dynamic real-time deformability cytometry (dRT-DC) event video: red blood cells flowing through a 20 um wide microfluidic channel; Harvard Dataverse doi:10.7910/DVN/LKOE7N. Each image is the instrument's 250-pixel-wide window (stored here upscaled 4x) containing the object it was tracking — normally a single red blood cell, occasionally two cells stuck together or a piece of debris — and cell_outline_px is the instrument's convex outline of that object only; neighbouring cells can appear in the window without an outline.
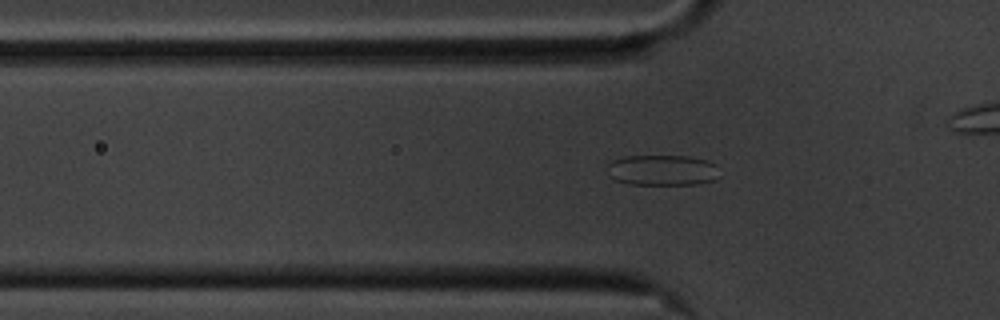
{"species": "common noctule bat (a hibernating species)", "species_latin": "Nyctalus noctula", "temperature_condition": "cold", "stored_images_in_passage": 40, "segment_of_instrument_passage": [1, 2], "camera_frame_rate_fps": 3000, "um_per_image_px": 0.085, "animal": {"sex": "male", "body_mass_g": 20.1, "forearm_length_mm": 53.5}, "frame": {"image": 1, "passage_image": 12, "time_ms": 3.667, "image_size_px": [1000, 320], "cell_outline_px": [[720, 176], [716, 180], [696, 184], [628, 184], [616, 180], [608, 176], [608, 164], [612, 160], [624, 156], [688, 156], [708, 160], [716, 164]], "centroid_in_image_um": [56.32, 14.46], "position_along_channel_um": 69.5, "area_um2": 20.29}}
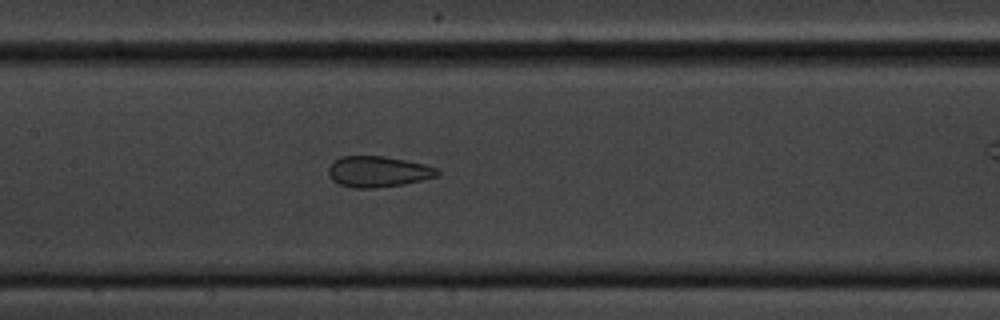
{"frame": {"image": 2, "passage_image": 21, "time_ms": 6.667, "image_size_px": [1000, 320], "cell_outline_px": [[440, 176], [404, 184], [372, 188], [352, 188], [340, 184], [332, 180], [328, 172], [328, 168], [340, 156], [384, 156], [424, 164], [440, 168]], "centroid_in_image_um": [32.18, 14.59], "position_along_channel_um": 175.2, "area_um2": 19.65}}
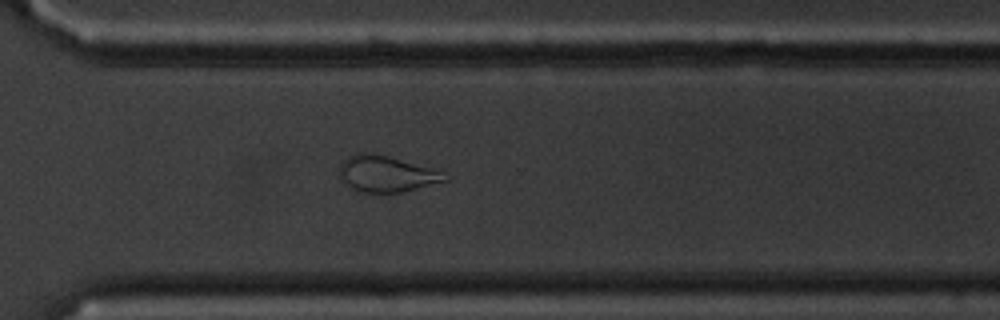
{"frame": {"image": 3, "passage_image": 35, "time_ms": 11.333, "image_size_px": [1000, 320], "cell_outline_px": [[452, 180], [400, 192], [364, 192], [352, 188], [340, 180], [340, 164], [348, 156], [356, 152], [368, 152], [388, 156], [432, 168], [440, 172]], "centroid_in_image_um": [32.83, 14.77], "position_along_channel_um": 337.8, "area_um2": 22.08}}